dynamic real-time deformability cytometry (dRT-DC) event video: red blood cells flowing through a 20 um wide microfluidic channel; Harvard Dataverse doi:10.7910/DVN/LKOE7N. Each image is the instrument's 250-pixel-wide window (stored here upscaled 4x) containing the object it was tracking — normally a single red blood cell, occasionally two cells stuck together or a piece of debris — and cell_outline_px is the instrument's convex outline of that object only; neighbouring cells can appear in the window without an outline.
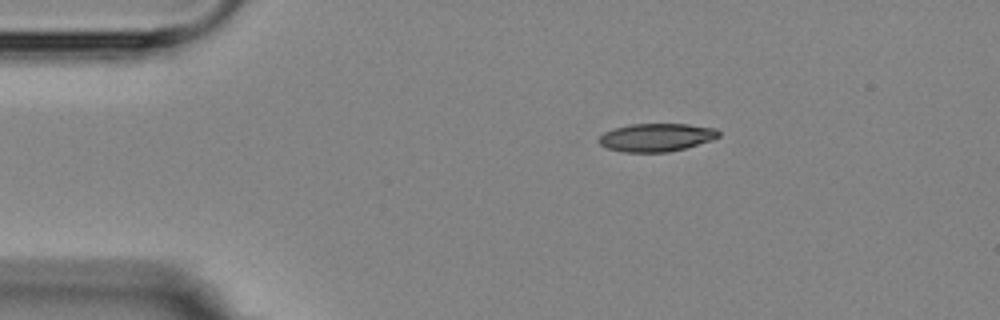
{"species": "Egyptian fruit bat (a non-hibernating species)", "species_latin": "Rousettus aegyptiacus", "temperature_condition": "room temperature", "stored_images_in_passage": 4, "camera_frame_rate_fps": 3000, "um_per_image_px": 0.085, "animal": {"sex": "female"}, "frame": {"image": 1, "passage_image": 1, "time_ms": 0.0, "image_size_px": [1000, 320], "cell_outline_px": [[720, 136], [712, 140], [684, 148], [668, 152], [624, 152], [608, 148], [600, 144], [596, 140], [604, 132], [628, 124], [688, 124], [716, 128], [720, 132]], "centroid_in_image_um": [55.79, 11.67], "position_along_channel_um": 29.2, "area_um2": 19.59}}
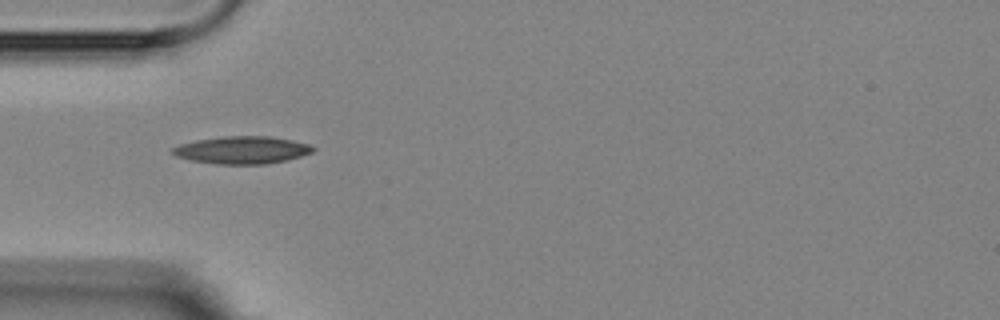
{"frame": {"image": 2, "passage_image": 3, "time_ms": 2.333, "image_size_px": [1000, 320], "cell_outline_px": [[316, 148], [312, 152], [288, 160], [264, 164], [220, 164], [192, 160], [176, 156], [172, 152], [172, 148], [180, 144], [196, 140], [224, 136], [268, 136], [292, 140], [308, 144]], "centroid_in_image_um": [20.59, 12.75], "position_along_channel_um": 64.4, "area_um2": 22.31}}
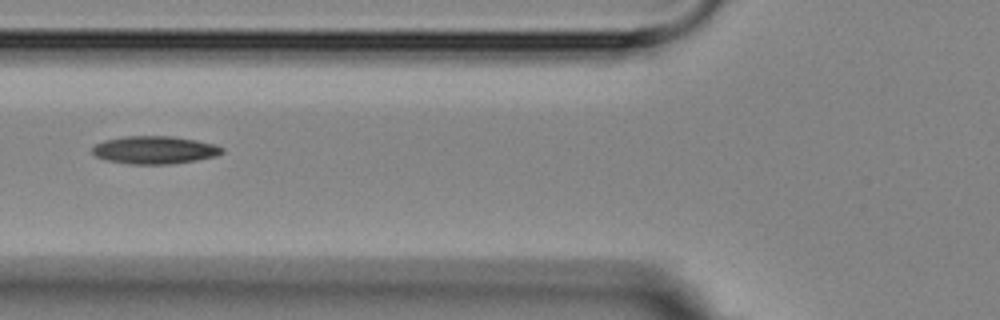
{"frame": {"image": 3, "passage_image": 4, "time_ms": 3.667, "image_size_px": [1000, 320], "cell_outline_px": [[224, 152], [216, 156], [196, 160], [172, 164], [128, 164], [108, 160], [96, 156], [92, 152], [92, 148], [96, 144], [104, 140], [124, 136], [172, 136], [196, 140], [212, 144], [224, 148]], "centroid_in_image_um": [13.14, 12.75], "position_along_channel_um": 112.7, "area_um2": 20.98}}